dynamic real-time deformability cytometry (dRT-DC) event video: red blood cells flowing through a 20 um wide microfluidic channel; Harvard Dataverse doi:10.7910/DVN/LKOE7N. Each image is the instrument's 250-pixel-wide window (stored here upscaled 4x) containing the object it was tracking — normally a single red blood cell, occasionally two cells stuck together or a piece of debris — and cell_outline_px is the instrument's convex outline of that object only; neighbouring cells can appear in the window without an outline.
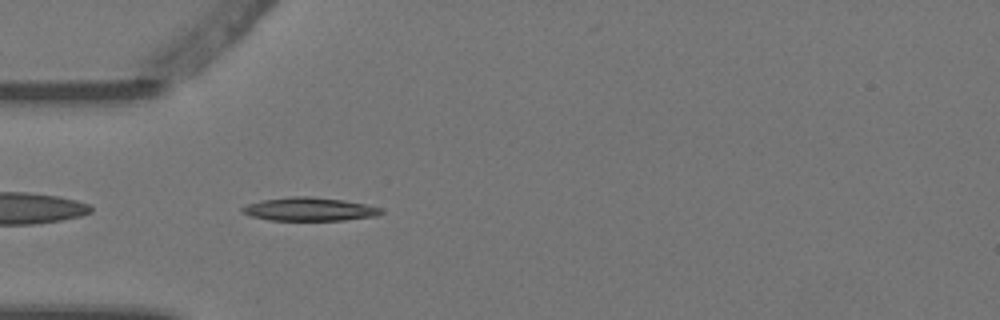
{"species": "Egyptian fruit bat (a non-hibernating species)", "species_latin": "Rousettus aegyptiacus", "temperature_condition": "warm", "stored_images_in_passage": 4, "camera_frame_rate_fps": 3000, "um_per_image_px": 0.085, "animal": {"sex": "female"}, "frame": {"image": 1, "passage_image": 4, "time_ms": 1.0, "image_size_px": [1000, 320], "cell_outline_px": [[384, 212], [376, 216], [344, 220], [268, 220], [252, 216], [240, 212], [240, 208], [248, 204], [264, 200], [292, 196], [308, 196], [344, 200], [364, 204], [380, 208]], "centroid_in_image_um": [26.28, 17.78], "position_along_channel_um": 58.7, "area_um2": 18.79}}